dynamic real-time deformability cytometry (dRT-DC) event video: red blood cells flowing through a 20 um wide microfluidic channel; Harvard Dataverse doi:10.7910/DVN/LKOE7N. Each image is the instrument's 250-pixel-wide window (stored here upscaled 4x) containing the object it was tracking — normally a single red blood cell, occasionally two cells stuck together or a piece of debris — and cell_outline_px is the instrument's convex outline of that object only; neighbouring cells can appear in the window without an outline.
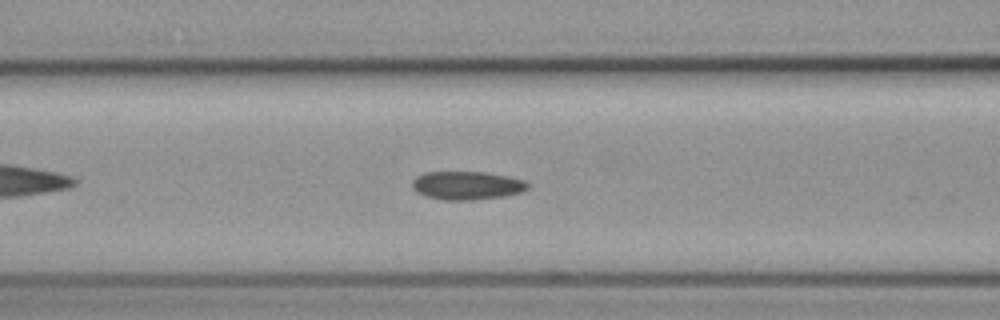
{"species": "common noctule bat (a hibernating species)", "species_latin": "Nyctalus noctula", "temperature_condition": "cold", "stored_images_in_passage": 4, "camera_frame_rate_fps": 3000, "um_per_image_px": 0.085, "animal": {"sex": "female", "body_mass_g": 19.3, "forearm_length_mm": 54.1}, "frame": {"image": 1, "passage_image": 3, "time_ms": 3.333, "image_size_px": [1000, 320], "cell_outline_px": [[532, 184], [528, 188], [520, 192], [504, 196], [472, 200], [444, 200], [424, 196], [416, 192], [412, 188], [412, 180], [416, 176], [424, 172], [484, 172], [508, 176], [524, 180]], "centroid_in_image_um": [39.67, 15.76], "position_along_channel_um": 126.9, "area_um2": 19.31}}